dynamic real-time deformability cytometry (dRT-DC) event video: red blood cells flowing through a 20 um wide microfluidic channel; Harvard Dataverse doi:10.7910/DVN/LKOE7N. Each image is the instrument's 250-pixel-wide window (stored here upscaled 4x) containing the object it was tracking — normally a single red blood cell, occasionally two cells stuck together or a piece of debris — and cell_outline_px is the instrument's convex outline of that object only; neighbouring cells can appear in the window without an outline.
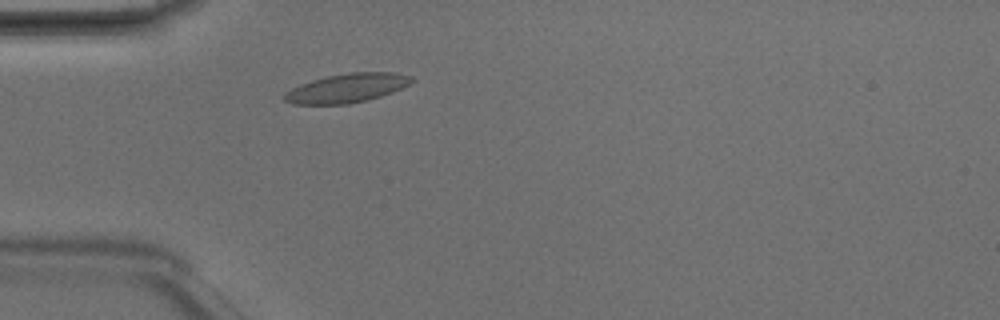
{"species": "Egyptian fruit bat (a non-hibernating species)", "species_latin": "Rousettus aegyptiacus", "temperature_condition": "room temperature", "stored_images_in_passage": 2, "camera_frame_rate_fps": 3000, "um_per_image_px": 0.085, "animal": {"sex": "male"}, "frame": {"image": 1, "passage_image": 2, "time_ms": 0.333, "image_size_px": [1000, 320], "cell_outline_px": [[416, 80], [392, 92], [368, 100], [348, 104], [292, 104], [284, 100], [280, 96], [284, 92], [292, 88], [312, 80], [328, 76], [348, 72], [392, 72], [412, 76]], "centroid_in_image_um": [29.46, 7.49], "position_along_channel_um": 55.5, "area_um2": 21.5}}